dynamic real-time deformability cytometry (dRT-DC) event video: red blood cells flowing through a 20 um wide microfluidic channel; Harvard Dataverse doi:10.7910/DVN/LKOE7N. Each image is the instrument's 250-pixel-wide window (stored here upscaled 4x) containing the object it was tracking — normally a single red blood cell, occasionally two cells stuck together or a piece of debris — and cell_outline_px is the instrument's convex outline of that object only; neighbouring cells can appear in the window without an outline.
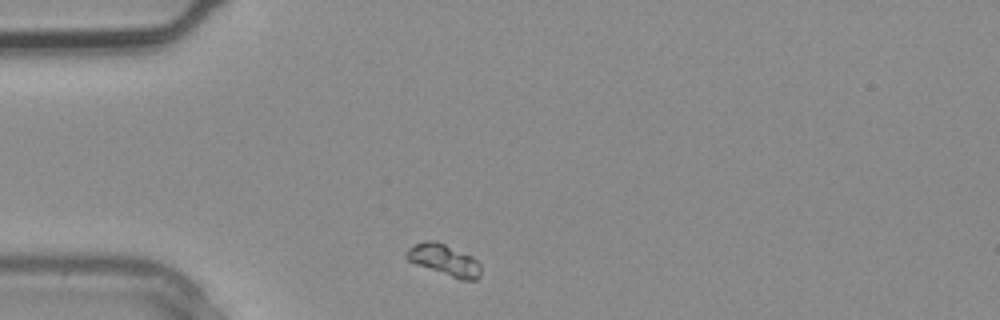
{"species": "common noctule bat (a hibernating species)", "species_latin": "Nyctalus noctula", "temperature_condition": "warm", "stored_images_in_passage": 1, "camera_frame_rate_fps": 3000, "um_per_image_px": 0.085, "animal": {"sex": "male", "body_mass_g": 20.4}, "frame": {"image": 1, "passage_image": 1, "time_ms": 0.0, "image_size_px": [1000, 320], "cell_outline_px": [[480, 276], [476, 280], [460, 280], [416, 264], [408, 260], [404, 256], [408, 248], [424, 240], [436, 240], [472, 256], [480, 264]], "centroid_in_image_um": [37.76, 22.1], "position_along_channel_um": 47.2, "area_um2": 13.64}}